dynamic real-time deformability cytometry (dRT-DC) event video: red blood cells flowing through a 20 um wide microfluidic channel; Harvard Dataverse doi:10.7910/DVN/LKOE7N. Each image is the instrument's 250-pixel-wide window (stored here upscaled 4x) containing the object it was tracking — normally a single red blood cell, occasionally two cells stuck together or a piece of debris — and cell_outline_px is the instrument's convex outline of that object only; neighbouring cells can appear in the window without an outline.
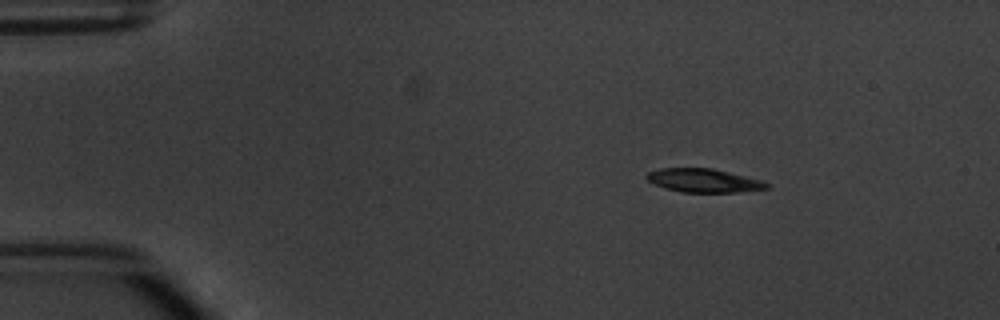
{"species": "common noctule bat (a hibernating species)", "species_latin": "Nyctalus noctula", "temperature_condition": "warm", "stored_images_in_passage": 3, "camera_frame_rate_fps": 3000, "um_per_image_px": 0.085, "animal": {"sex": "male", "body_mass_g": 20.1, "forearm_length_mm": 53.5}, "frame": {"image": 1, "passage_image": 1, "time_ms": 0.0, "image_size_px": [1000, 320], "cell_outline_px": [[768, 188], [740, 192], [680, 192], [664, 188], [648, 180], [644, 176], [648, 172], [660, 168], [712, 168], [764, 180], [768, 184]], "centroid_in_image_um": [59.82, 15.34], "position_along_channel_um": 25.2, "area_um2": 16.53}}